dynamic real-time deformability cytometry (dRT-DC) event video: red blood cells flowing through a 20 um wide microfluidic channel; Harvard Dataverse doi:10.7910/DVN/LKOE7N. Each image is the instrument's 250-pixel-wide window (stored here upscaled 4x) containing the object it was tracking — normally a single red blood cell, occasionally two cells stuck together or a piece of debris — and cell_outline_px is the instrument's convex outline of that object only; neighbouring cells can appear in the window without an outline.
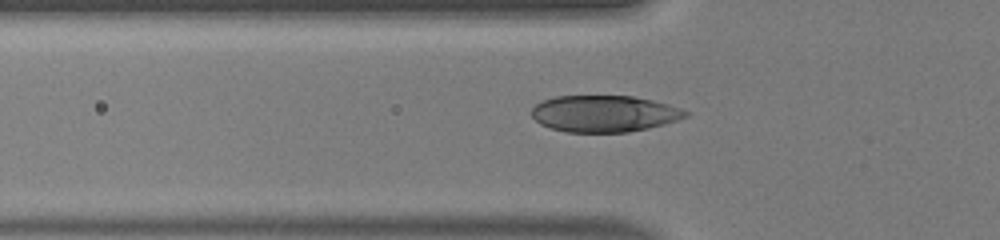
{"species": "human", "species_latin": "Homo sapiens", "temperature_condition": "warm", "stored_images_in_passage": 37, "camera_frame_rate_fps": 3000, "um_per_image_px": 0.085, "donor": {"sex": "male"}, "frame": {"image": 1, "passage_image": 5, "time_ms": 1.333, "image_size_px": [1000, 240], "cell_outline_px": [[692, 112], [688, 116], [664, 124], [648, 128], [628, 132], [564, 132], [540, 124], [532, 116], [532, 108], [536, 104], [544, 100], [556, 96], [632, 96], [652, 100], [668, 104]], "centroid_in_image_um": [51.38, 9.66], "position_along_channel_um": 74.4, "area_um2": 32.77}}
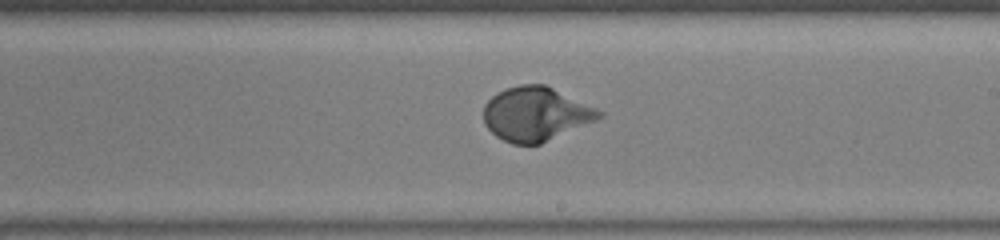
{"frame": {"image": 2, "passage_image": 17, "time_ms": 5.333, "image_size_px": [1000, 240], "cell_outline_px": [[604, 116], [596, 120], [540, 144], [512, 144], [496, 136], [484, 124], [484, 104], [496, 92], [520, 84], [544, 84], [596, 108], [604, 112]], "centroid_in_image_um": [45.52, 9.69], "position_along_channel_um": 243.5, "area_um2": 36.07}}
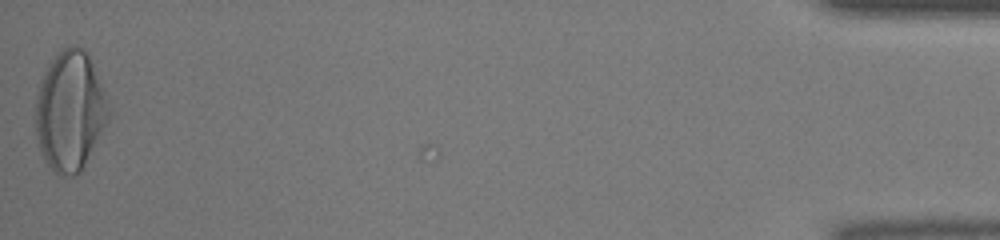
{"frame": {"image": 3, "passage_image": 37, "time_ms": 12.0, "image_size_px": [1000, 240], "cell_outline_px": [[112, 112], [80, 172], [72, 176], [64, 176], [56, 172], [44, 160], [40, 148], [36, 132], [36, 100], [40, 80], [44, 72], [56, 52], [60, 48], [72, 44], [76, 44], [88, 56], [92, 64]], "centroid_in_image_um": [5.94, 9.41], "position_along_channel_um": 429.3, "area_um2": 50.34}, "authors_computed_cell_mechanics": {"area_um2": 36.4718, "velocity_mm_per_s": 4.1976, "shape_relaxation_time_tau1_ms": 2.482, "shape_relaxation_time_tau2_ms": null, "deformation_change_tau1": 0.2093, "deformation_change_tau2": null}}